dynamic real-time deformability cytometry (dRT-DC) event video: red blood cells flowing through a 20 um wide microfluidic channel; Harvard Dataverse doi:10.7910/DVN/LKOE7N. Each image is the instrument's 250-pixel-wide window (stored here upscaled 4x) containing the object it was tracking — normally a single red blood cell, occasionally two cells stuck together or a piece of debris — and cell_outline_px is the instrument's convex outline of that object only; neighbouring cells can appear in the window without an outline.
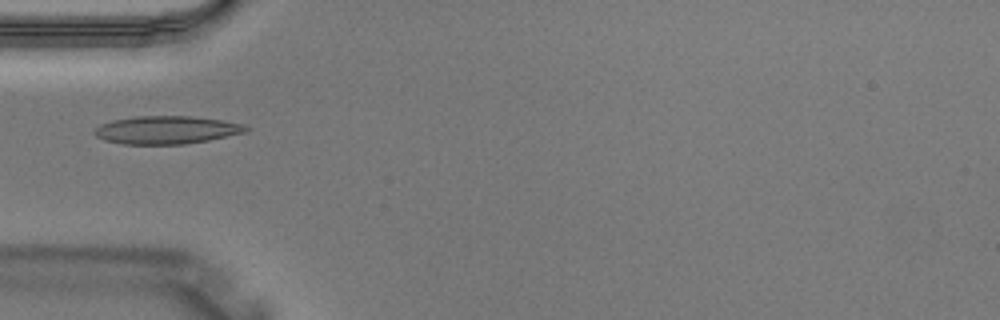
{"species": "Egyptian fruit bat (a non-hibernating species)", "species_latin": "Rousettus aegyptiacus", "temperature_condition": "warm", "stored_images_in_passage": 3, "camera_frame_rate_fps": 3000, "um_per_image_px": 0.085, "animal": {"sex": "male"}, "frame": {"image": 1, "passage_image": 3, "time_ms": 0.667, "image_size_px": [1000, 320], "cell_outline_px": [[252, 128], [244, 132], [208, 140], [184, 144], [124, 144], [104, 140], [96, 136], [92, 132], [100, 124], [112, 120], [136, 116], [188, 116], [220, 120], [240, 124]], "centroid_in_image_um": [14.09, 11.04], "position_along_channel_um": 70.9, "area_um2": 24.45}}